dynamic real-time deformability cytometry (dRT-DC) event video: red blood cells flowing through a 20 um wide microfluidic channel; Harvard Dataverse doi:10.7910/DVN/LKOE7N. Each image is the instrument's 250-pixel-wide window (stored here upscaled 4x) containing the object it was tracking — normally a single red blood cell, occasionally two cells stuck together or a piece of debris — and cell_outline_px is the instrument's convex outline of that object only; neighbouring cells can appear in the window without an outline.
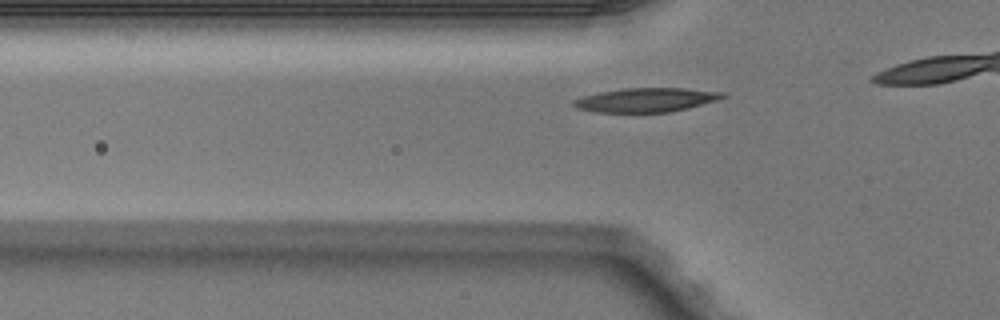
{"species": "Egyptian fruit bat (a non-hibernating species)", "species_latin": "Rousettus aegyptiacus", "temperature_condition": "warm", "stored_images_in_passage": 10, "camera_frame_rate_fps": 3000, "um_per_image_px": 0.085, "animal": {"sex": "male"}, "frame": {"image": 1, "passage_image": 5, "time_ms": 1.333, "image_size_px": [1000, 320], "cell_outline_px": [[728, 96], [720, 100], [672, 112], [596, 112], [576, 108], [572, 104], [572, 100], [584, 96], [600, 92], [624, 88], [684, 88], [724, 92]], "centroid_in_image_um": [54.97, 8.49], "position_along_channel_um": 70.8, "area_um2": 21.04}}
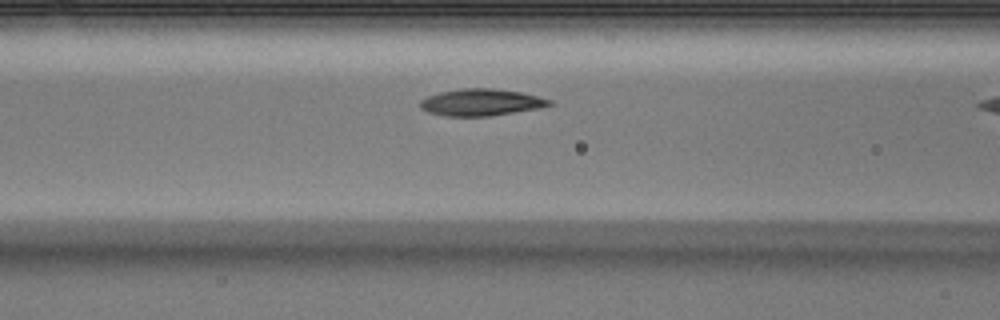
{"frame": {"image": 2, "passage_image": 9, "time_ms": 2.667, "image_size_px": [1000, 320], "cell_outline_px": [[552, 104], [540, 108], [492, 116], [444, 116], [428, 112], [420, 108], [420, 100], [428, 96], [440, 92], [460, 88], [492, 88], [520, 92], [552, 100]], "centroid_in_image_um": [40.87, 8.7], "position_along_channel_um": 125.7, "area_um2": 20.23}}